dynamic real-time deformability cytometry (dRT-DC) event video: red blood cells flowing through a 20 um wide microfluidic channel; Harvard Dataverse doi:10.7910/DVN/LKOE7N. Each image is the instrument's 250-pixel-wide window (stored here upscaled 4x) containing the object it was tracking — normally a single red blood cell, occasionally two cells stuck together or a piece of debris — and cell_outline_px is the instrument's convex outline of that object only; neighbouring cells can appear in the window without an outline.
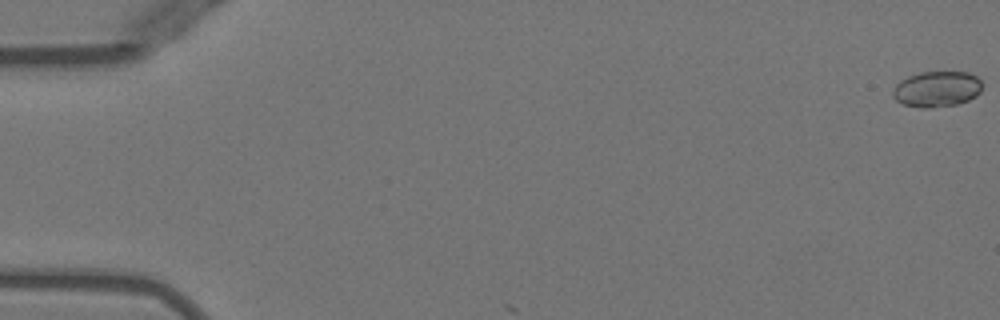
{"species": "Egyptian fruit bat (a non-hibernating species)", "species_latin": "Rousettus aegyptiacus", "temperature_condition": "warm", "stored_images_in_passage": 5, "camera_frame_rate_fps": 3000, "um_per_image_px": 0.085, "animal": {"sex": "female"}, "frame": {"image": 1, "passage_image": 1, "time_ms": 0.0, "image_size_px": [1000, 320], "cell_outline_px": [[984, 84], [980, 92], [976, 96], [968, 100], [956, 104], [932, 108], [920, 108], [904, 104], [896, 100], [892, 96], [892, 92], [896, 84], [900, 80], [908, 76], [920, 72], [968, 72], [976, 76]], "centroid_in_image_um": [79.64, 7.57], "position_along_channel_um": 5.4, "area_um2": 18.79}}